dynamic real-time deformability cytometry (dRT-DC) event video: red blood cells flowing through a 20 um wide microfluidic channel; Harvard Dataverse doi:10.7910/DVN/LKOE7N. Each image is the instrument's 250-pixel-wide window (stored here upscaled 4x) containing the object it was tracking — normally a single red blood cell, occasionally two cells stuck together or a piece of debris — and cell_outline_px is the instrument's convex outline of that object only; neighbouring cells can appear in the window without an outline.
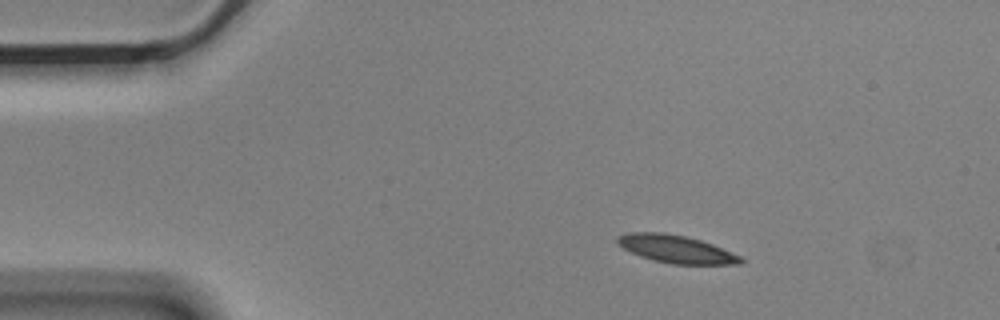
{"species": "Egyptian fruit bat (a non-hibernating species)", "species_latin": "Rousettus aegyptiacus", "temperature_condition": "cold", "stored_images_in_passage": 5, "camera_frame_rate_fps": 3000, "um_per_image_px": 0.085, "animal": {"sex": "male"}, "frame": {"image": 1, "passage_image": 2, "time_ms": 0.333, "image_size_px": [1000, 320], "cell_outline_px": [[744, 260], [740, 264], [672, 264], [652, 260], [640, 256], [616, 244], [616, 236], [628, 232], [664, 232], [684, 236], [700, 240], [712, 244], [740, 256]], "centroid_in_image_um": [57.42, 21.16], "position_along_channel_um": 27.6, "area_um2": 19.88}}
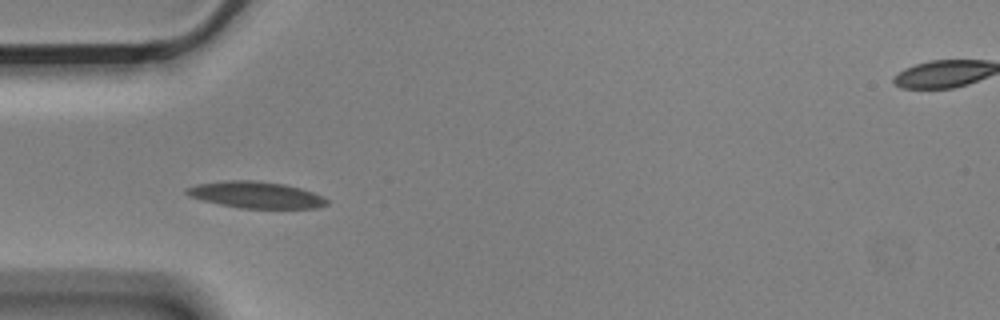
{"frame": {"image": 2, "passage_image": 4, "time_ms": 1.0, "image_size_px": [1000, 320], "cell_outline_px": [[328, 204], [316, 208], [240, 208], [220, 204], [188, 196], [184, 192], [184, 188], [196, 184], [224, 180], [252, 180], [284, 184], [300, 188], [324, 196], [328, 200]], "centroid_in_image_um": [21.73, 16.55], "position_along_channel_um": 63.3, "area_um2": 21.73}}
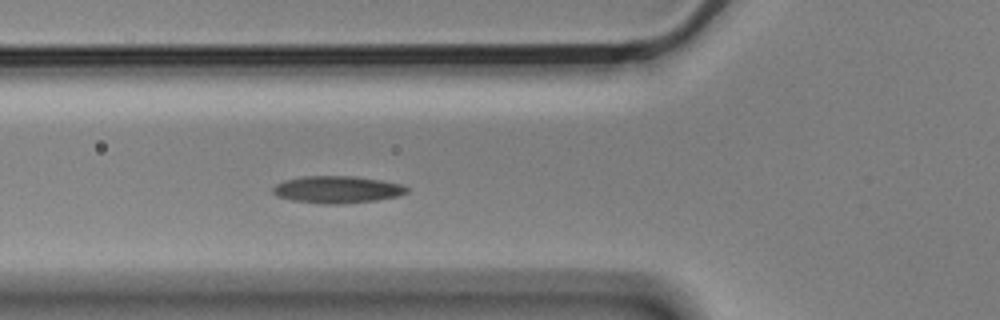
{"frame": {"image": 3, "passage_image": 5, "time_ms": 1.333, "image_size_px": [1000, 320], "cell_outline_px": [[408, 192], [400, 196], [376, 200], [340, 204], [324, 204], [292, 200], [276, 196], [272, 192], [272, 188], [276, 184], [284, 180], [304, 176], [352, 176], [380, 180], [404, 184], [408, 188]], "centroid_in_image_um": [28.67, 16.11], "position_along_channel_um": 97.1, "area_um2": 21.27}}